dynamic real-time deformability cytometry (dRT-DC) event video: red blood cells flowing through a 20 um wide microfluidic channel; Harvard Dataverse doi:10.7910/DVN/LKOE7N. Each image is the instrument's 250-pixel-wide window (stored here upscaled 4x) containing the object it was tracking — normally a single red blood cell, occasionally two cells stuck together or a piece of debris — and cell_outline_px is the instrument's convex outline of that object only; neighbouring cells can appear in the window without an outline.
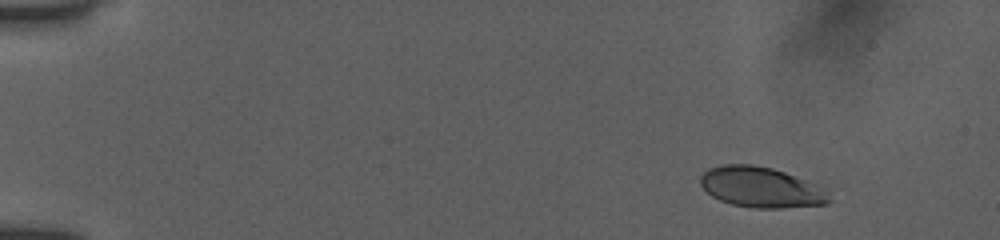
{"species": "human", "species_latin": "Homo sapiens", "temperature_condition": "room temperature", "stored_images_in_passage": 26, "camera_frame_rate_fps": 3000, "um_per_image_px": 0.085, "donor": {"sex": "female"}, "frame": {"image": 1, "passage_image": 1, "time_ms": 0.0, "image_size_px": [1000, 240], "cell_outline_px": [[832, 200], [828, 204], [780, 208], [756, 208], [732, 204], [720, 200], [712, 196], [700, 184], [700, 176], [708, 168], [720, 164], [752, 164], [772, 168], [784, 172], [816, 184]], "centroid_in_image_um": [64.65, 15.91], "position_along_channel_um": 20.4, "area_um2": 30.17}}
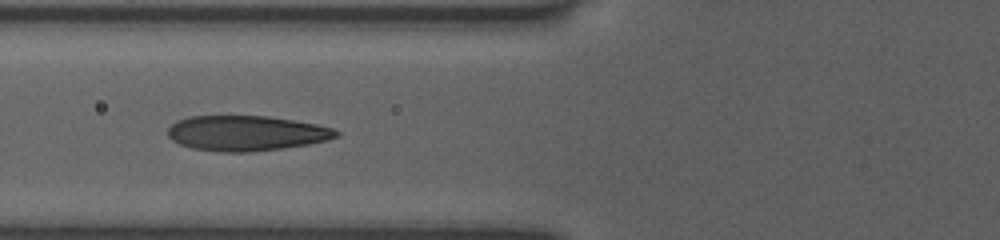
{"frame": {"image": 2, "passage_image": 15, "time_ms": 4.667, "image_size_px": [1000, 240], "cell_outline_px": [[340, 136], [328, 140], [308, 144], [284, 148], [252, 152], [220, 152], [192, 148], [180, 144], [172, 140], [168, 136], [168, 128], [176, 120], [188, 116], [268, 116], [316, 124], [332, 128], [340, 132]], "centroid_in_image_um": [20.93, 11.32], "position_along_channel_um": 104.9, "area_um2": 34.68}}
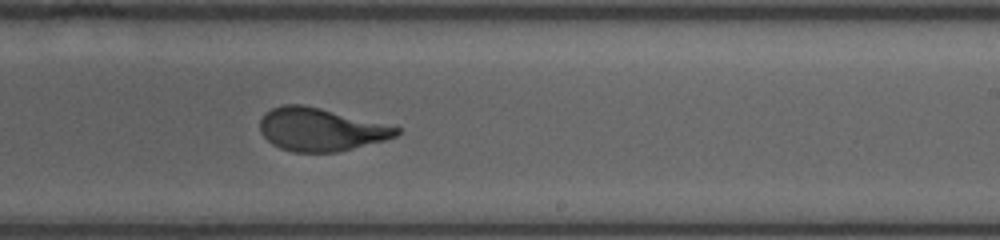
{"frame": {"image": 3, "passage_image": 26, "time_ms": 8.333, "image_size_px": [1000, 240], "cell_outline_px": [[400, 132], [396, 136], [384, 140], [336, 152], [292, 152], [280, 148], [272, 144], [260, 132], [260, 120], [272, 108], [284, 104], [304, 104], [400, 128]], "centroid_in_image_um": [27.21, 11.01], "position_along_channel_um": 261.8, "area_um2": 33.64}}